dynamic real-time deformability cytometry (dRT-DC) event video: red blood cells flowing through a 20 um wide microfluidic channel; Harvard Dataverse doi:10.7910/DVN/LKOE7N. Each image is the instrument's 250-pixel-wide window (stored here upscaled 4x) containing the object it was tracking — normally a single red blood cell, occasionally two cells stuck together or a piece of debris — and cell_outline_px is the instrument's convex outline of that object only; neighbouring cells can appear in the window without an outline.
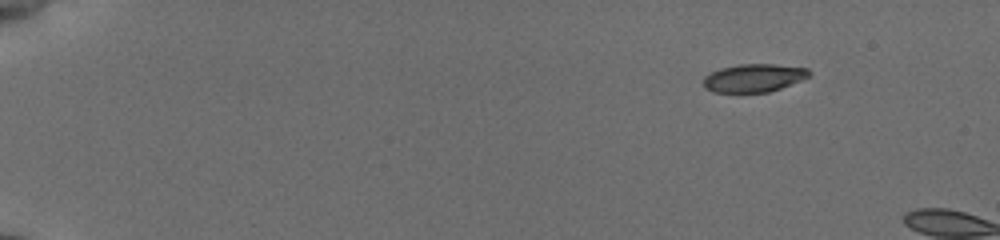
{"species": "common noctule bat (a hibernating species)", "species_latin": "Nyctalus noctula", "temperature_condition": "cold", "stored_images_in_passage": 6, "camera_frame_rate_fps": 3000, "um_per_image_px": 0.085, "animal": {"sex": "female", "body_mass_g": 19.5, "forearm_length_mm": 54.1}, "frame": {"image": 1, "passage_image": 1, "time_ms": 0.0, "image_size_px": [1000, 240], "cell_outline_px": [[812, 76], [780, 88], [768, 92], [712, 92], [704, 88], [704, 76], [720, 68], [740, 64], [772, 64], [808, 68], [812, 72]], "centroid_in_image_um": [64.09, 6.62], "position_along_channel_um": 20.9, "area_um2": 17.34}}